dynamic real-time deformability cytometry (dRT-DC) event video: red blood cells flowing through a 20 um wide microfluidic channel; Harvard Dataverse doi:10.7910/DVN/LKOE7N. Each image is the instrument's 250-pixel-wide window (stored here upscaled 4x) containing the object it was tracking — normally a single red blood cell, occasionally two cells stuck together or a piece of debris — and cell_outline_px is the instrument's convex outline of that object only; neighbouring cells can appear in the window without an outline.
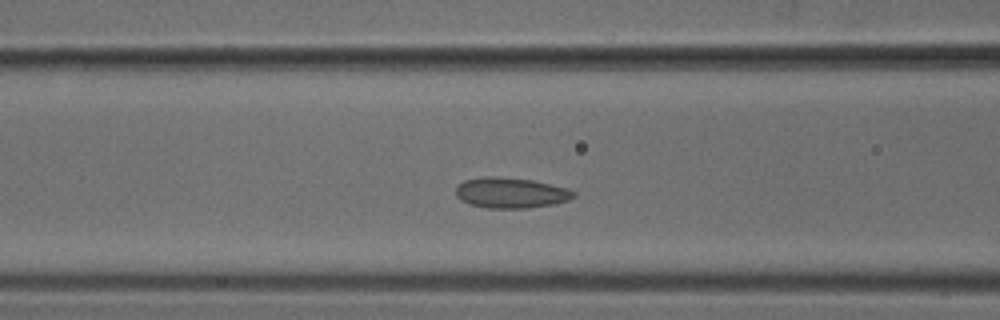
{"species": "common noctule bat (a hibernating species)", "species_latin": "Nyctalus noctula", "temperature_condition": "cold", "stored_images_in_passage": 41, "camera_frame_rate_fps": 3000, "um_per_image_px": 0.085, "animal": {"sex": "male", "body_mass_g": 18.8}, "frame": {"image": 1, "passage_image": 9, "time_ms": 2.667, "image_size_px": [1000, 320], "cell_outline_px": [[576, 196], [568, 200], [552, 204], [528, 208], [488, 208], [472, 204], [460, 200], [456, 196], [456, 188], [464, 180], [484, 176], [496, 176], [532, 180], [568, 188], [576, 192]], "centroid_in_image_um": [43.43, 16.38], "position_along_channel_um": 123.2, "area_um2": 20.92}}
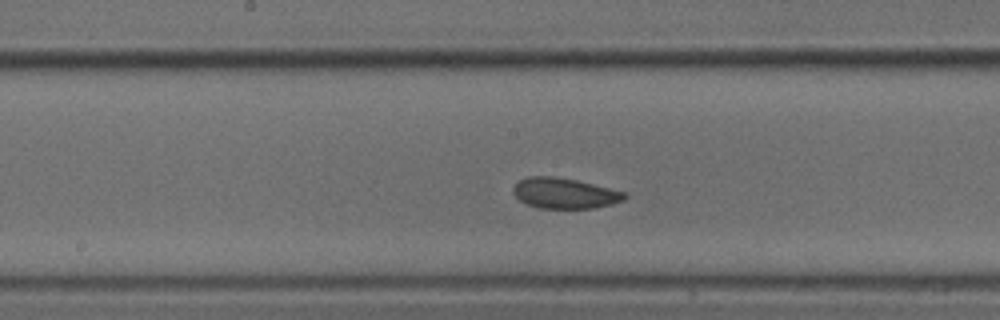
{"frame": {"image": 2, "passage_image": 15, "time_ms": 4.667, "image_size_px": [1000, 320], "cell_outline_px": [[628, 196], [624, 200], [612, 204], [592, 208], [540, 208], [528, 204], [520, 200], [512, 192], [512, 188], [520, 180], [528, 176], [552, 176], [576, 180], [628, 192]], "centroid_in_image_um": [48.02, 16.42], "position_along_channel_um": 200.2, "area_um2": 19.83}}
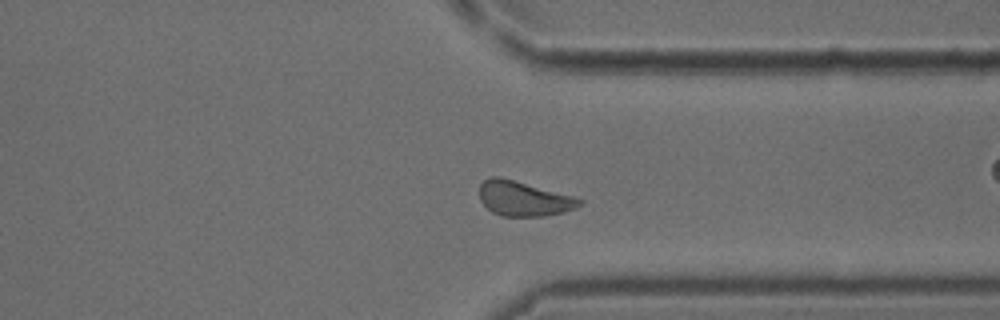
{"frame": {"image": 3, "passage_image": 28, "time_ms": 9.0, "image_size_px": [1000, 320], "cell_outline_px": [[584, 200], [576, 208], [544, 216], [504, 216], [492, 212], [480, 200], [480, 184], [484, 180], [492, 176], [500, 176], [572, 196]], "centroid_in_image_um": [44.48, 16.87], "position_along_channel_um": 366.9, "area_um2": 20.0}}